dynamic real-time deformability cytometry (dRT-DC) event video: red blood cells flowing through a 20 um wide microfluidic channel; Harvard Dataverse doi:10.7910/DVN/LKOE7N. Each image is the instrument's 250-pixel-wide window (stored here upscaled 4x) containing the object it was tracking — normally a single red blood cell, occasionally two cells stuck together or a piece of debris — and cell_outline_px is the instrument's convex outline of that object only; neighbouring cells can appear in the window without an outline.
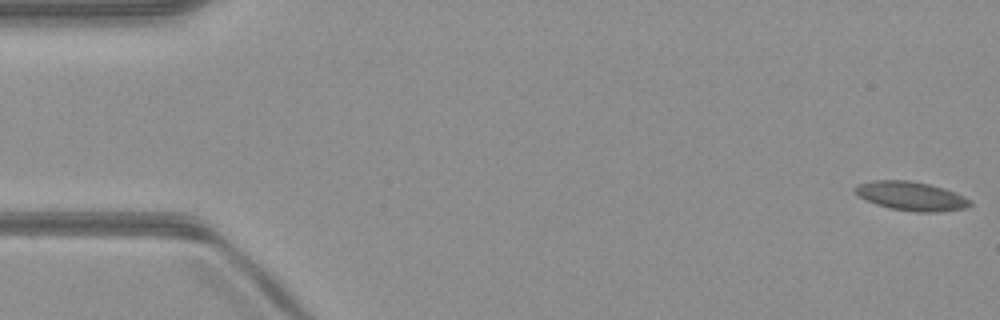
{"species": "common noctule bat (a hibernating species)", "species_latin": "Nyctalus noctula", "temperature_condition": "warm", "stored_images_in_passage": 53, "camera_frame_rate_fps": 3000, "um_per_image_px": 0.085, "animal": {"sex": "male", "body_mass_g": 23.1, "forearm_length_mm": 52.7}, "frame": {"image": 1, "passage_image": 1, "time_ms": 0.0, "image_size_px": [1000, 320], "cell_outline_px": [[972, 204], [964, 208], [932, 212], [916, 212], [892, 208], [876, 204], [860, 196], [852, 188], [860, 184], [872, 180], [908, 180], [928, 184], [944, 188], [964, 196], [972, 200]], "centroid_in_image_um": [77.46, 16.65], "position_along_channel_um": 7.5, "area_um2": 19.07}}
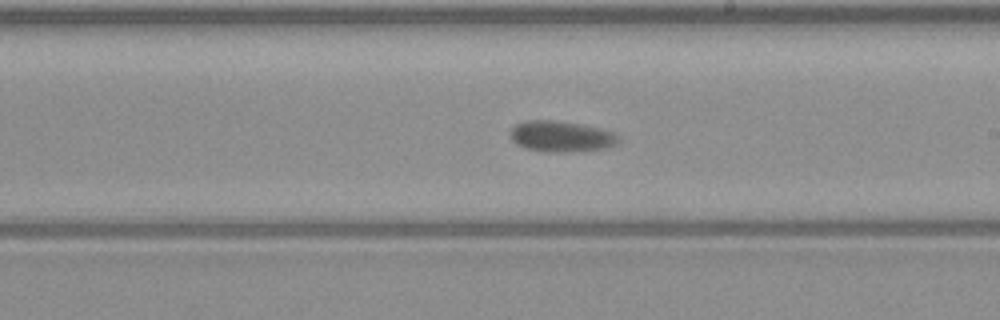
{"frame": {"image": 2, "passage_image": 30, "time_ms": 9.667, "image_size_px": [1000, 320], "cell_outline_px": [[620, 140], [616, 144], [604, 148], [568, 152], [544, 152], [524, 148], [516, 144], [512, 140], [512, 128], [516, 124], [524, 120], [556, 120], [580, 124], [600, 128], [612, 132], [620, 136]], "centroid_in_image_um": [47.69, 11.59], "position_along_channel_um": 241.3, "area_um2": 19.54}}
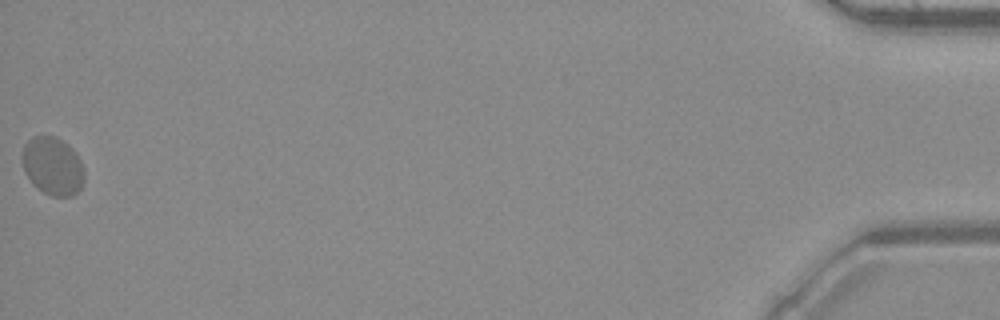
{"frame": {"image": 3, "passage_image": 53, "time_ms": 17.333, "image_size_px": [1000, 320], "cell_outline_px": [[84, 180], [80, 188], [72, 196], [52, 196], [44, 192], [32, 184], [24, 172], [20, 156], [24, 144], [32, 136], [56, 136], [68, 144], [76, 152], [80, 160], [84, 172]], "centroid_in_image_um": [4.45, 14.09], "position_along_channel_um": 430.8, "area_um2": 21.27}}